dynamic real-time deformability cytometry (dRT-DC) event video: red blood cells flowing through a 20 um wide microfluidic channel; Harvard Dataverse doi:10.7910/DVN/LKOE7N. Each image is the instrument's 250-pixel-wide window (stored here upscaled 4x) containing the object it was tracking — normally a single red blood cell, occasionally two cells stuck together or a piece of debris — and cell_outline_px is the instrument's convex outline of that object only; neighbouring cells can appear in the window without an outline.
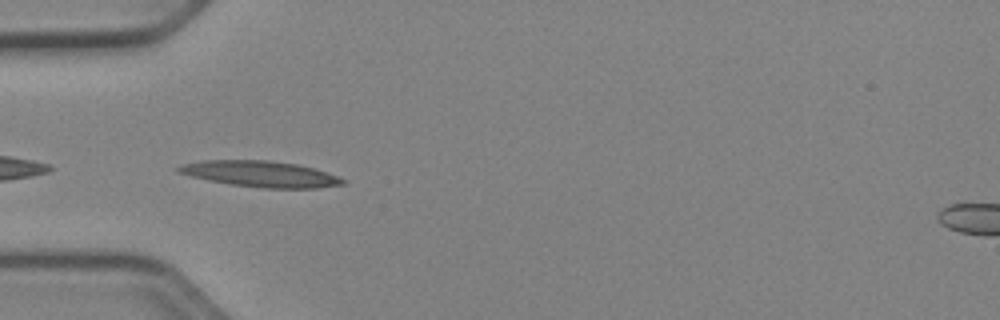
{"species": "Egyptian fruit bat (a non-hibernating species)", "species_latin": "Rousettus aegyptiacus", "temperature_condition": "cold", "stored_images_in_passage": 36, "camera_frame_rate_fps": 3000, "um_per_image_px": 0.085, "animal": {"sex": "female"}, "frame": {"image": 1, "passage_image": 1, "time_ms": 0.0, "image_size_px": [1000, 320], "cell_outline_px": [[348, 180], [344, 184], [316, 188], [264, 188], [232, 184], [208, 180], [176, 172], [176, 168], [184, 164], [200, 160], [268, 160], [296, 164], [312, 168]], "centroid_in_image_um": [22.12, 14.78], "position_along_channel_um": 62.9, "area_um2": 24.62}}
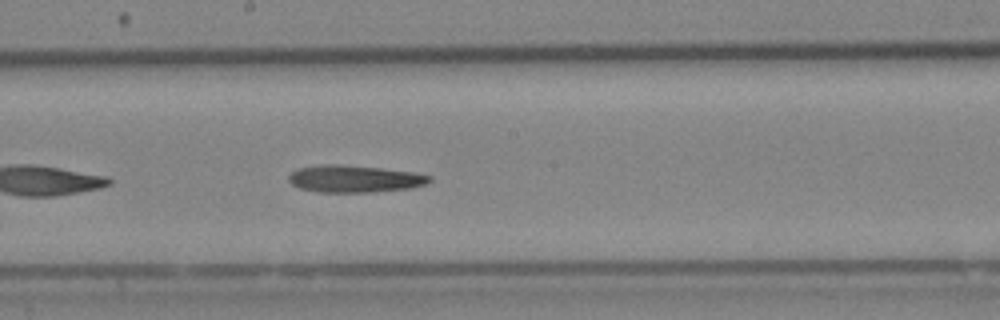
{"frame": {"image": 2, "passage_image": 13, "time_ms": 4.0, "image_size_px": [1000, 320], "cell_outline_px": [[432, 180], [424, 184], [412, 188], [372, 192], [320, 192], [300, 188], [292, 184], [288, 180], [288, 176], [292, 172], [300, 168], [320, 164], [336, 164], [380, 168], [412, 172], [432, 176]], "centroid_in_image_um": [30.13, 15.2], "position_along_channel_um": 218.1, "area_um2": 22.14}}
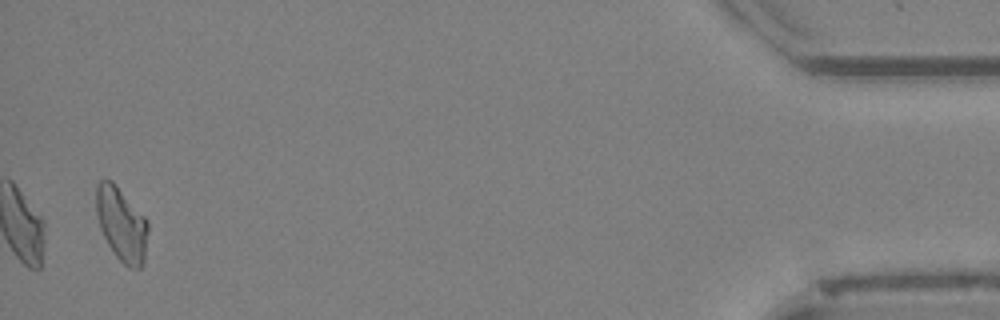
{"frame": {"image": 3, "passage_image": 35, "time_ms": 11.333, "image_size_px": [1000, 320], "cell_outline_px": [[148, 232], [144, 260], [140, 268], [128, 268], [116, 256], [108, 244], [100, 228], [96, 212], [96, 188], [100, 180], [112, 180], [148, 220]], "centroid_in_image_um": [10.34, 19.06], "position_along_channel_um": 424.9, "area_um2": 22.2}}